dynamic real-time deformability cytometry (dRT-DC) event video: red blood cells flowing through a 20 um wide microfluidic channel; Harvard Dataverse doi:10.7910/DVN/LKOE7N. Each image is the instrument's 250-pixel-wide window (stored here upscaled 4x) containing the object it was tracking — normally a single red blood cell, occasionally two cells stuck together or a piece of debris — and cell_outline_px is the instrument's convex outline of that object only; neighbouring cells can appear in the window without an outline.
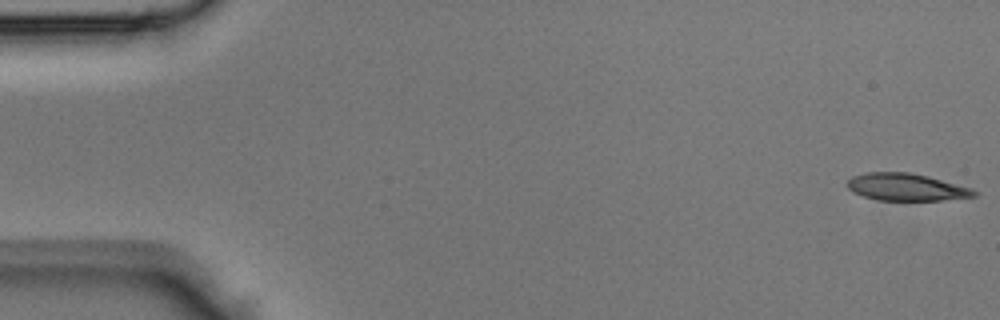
{"species": "Egyptian fruit bat (a non-hibernating species)", "species_latin": "Rousettus aegyptiacus", "temperature_condition": "room temperature", "stored_images_in_passage": 44, "camera_frame_rate_fps": 3000, "um_per_image_px": 0.085, "animal": {"sex": "male"}, "frame": {"image": 1, "passage_image": 1, "time_ms": 0.0, "image_size_px": [1000, 320], "cell_outline_px": [[980, 192], [976, 196], [940, 200], [876, 200], [852, 192], [848, 188], [848, 180], [852, 176], [868, 172], [908, 172], [928, 176], [972, 188]], "centroid_in_image_um": [77.05, 15.9], "position_along_channel_um": 8.0, "area_um2": 20.11}}
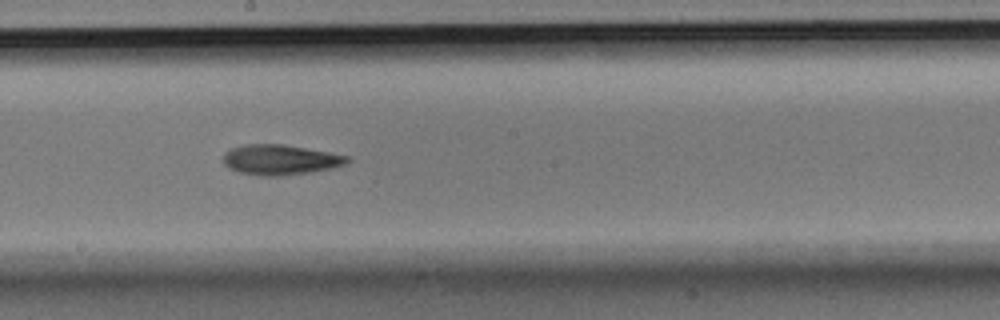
{"frame": {"image": 2, "passage_image": 24, "time_ms": 7.667, "image_size_px": [1000, 320], "cell_outline_px": [[352, 160], [344, 164], [332, 168], [308, 172], [280, 176], [264, 176], [240, 172], [228, 168], [224, 164], [224, 152], [232, 148], [244, 144], [284, 144], [328, 152], [348, 156]], "centroid_in_image_um": [23.81, 13.57], "position_along_channel_um": 224.4, "area_um2": 21.68}}
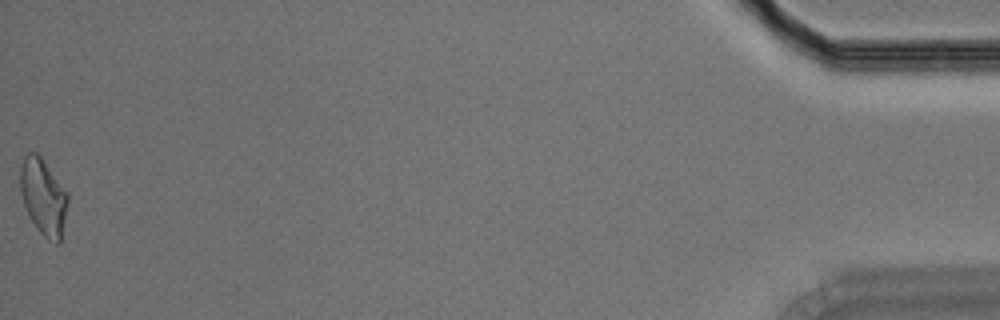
{"frame": {"image": 3, "passage_image": 44, "time_ms": 14.333, "image_size_px": [1000, 320], "cell_outline_px": [[68, 204], [60, 244], [56, 244], [48, 240], [36, 228], [24, 204], [20, 188], [20, 164], [24, 156], [28, 152], [36, 152], [40, 156], [68, 192]], "centroid_in_image_um": [3.7, 16.73], "position_along_channel_um": 431.5, "area_um2": 21.15}}